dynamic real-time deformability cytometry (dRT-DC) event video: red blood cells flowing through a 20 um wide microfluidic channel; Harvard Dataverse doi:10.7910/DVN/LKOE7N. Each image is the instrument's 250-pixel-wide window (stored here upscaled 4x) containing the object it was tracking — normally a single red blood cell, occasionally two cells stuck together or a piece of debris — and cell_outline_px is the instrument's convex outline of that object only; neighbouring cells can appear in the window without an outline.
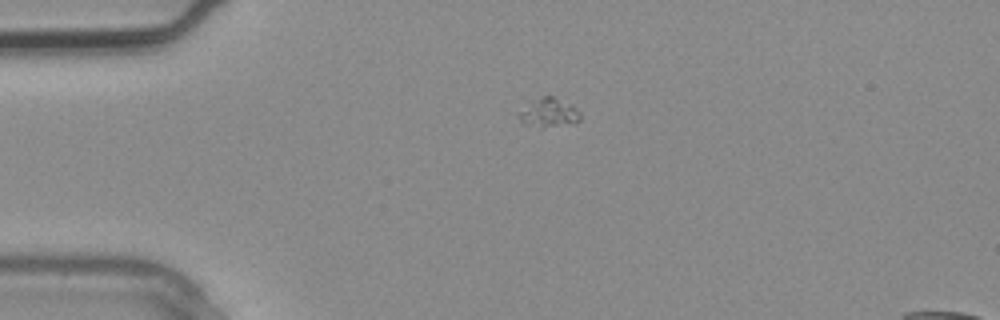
{"species": "common noctule bat (a hibernating species)", "species_latin": "Nyctalus noctula", "temperature_condition": "warm", "stored_images_in_passage": 1, "camera_frame_rate_fps": 3000, "um_per_image_px": 0.085, "animal": {"sex": "male", "body_mass_g": 20.4}, "frame": {"image": 1, "passage_image": 1, "time_ms": 0.0, "image_size_px": [1000, 320], "cell_outline_px": [[580, 120], [544, 128], [540, 128], [520, 124], [516, 116], [520, 112], [544, 96], [552, 96], [572, 104], [580, 112]], "centroid_in_image_um": [46.63, 9.62], "position_along_channel_um": 38.4, "area_um2": 10.06}}